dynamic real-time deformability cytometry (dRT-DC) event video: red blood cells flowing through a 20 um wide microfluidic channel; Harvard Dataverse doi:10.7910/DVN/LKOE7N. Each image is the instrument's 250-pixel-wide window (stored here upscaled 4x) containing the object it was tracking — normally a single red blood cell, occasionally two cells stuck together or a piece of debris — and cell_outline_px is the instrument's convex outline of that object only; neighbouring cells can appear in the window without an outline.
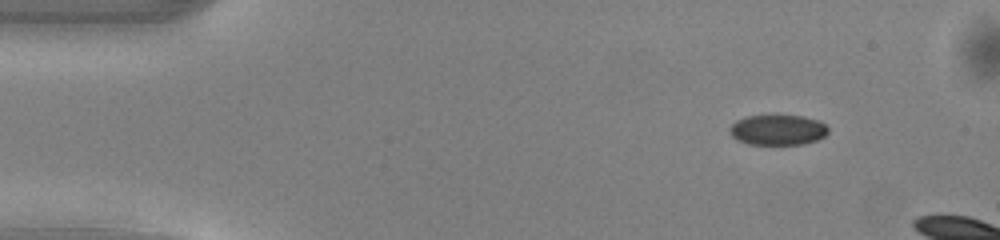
{"species": "common noctule bat (a hibernating species)", "species_latin": "Nyctalus noctula", "temperature_condition": "warm", "stored_images_in_passage": 6, "camera_frame_rate_fps": 3000, "um_per_image_px": 0.085, "animal": {"sex": "male", "body_mass_g": 13.0, "forearm_length_mm": 53.1}, "frame": {"image": 1, "passage_image": 1, "time_ms": 0.0, "image_size_px": [1000, 240], "cell_outline_px": [[828, 132], [824, 136], [816, 140], [804, 144], [748, 144], [736, 140], [732, 136], [728, 128], [736, 120], [748, 116], [804, 116], [820, 120], [828, 128]], "centroid_in_image_um": [66.1, 11.04], "position_along_channel_um": 18.9, "area_um2": 17.4}}